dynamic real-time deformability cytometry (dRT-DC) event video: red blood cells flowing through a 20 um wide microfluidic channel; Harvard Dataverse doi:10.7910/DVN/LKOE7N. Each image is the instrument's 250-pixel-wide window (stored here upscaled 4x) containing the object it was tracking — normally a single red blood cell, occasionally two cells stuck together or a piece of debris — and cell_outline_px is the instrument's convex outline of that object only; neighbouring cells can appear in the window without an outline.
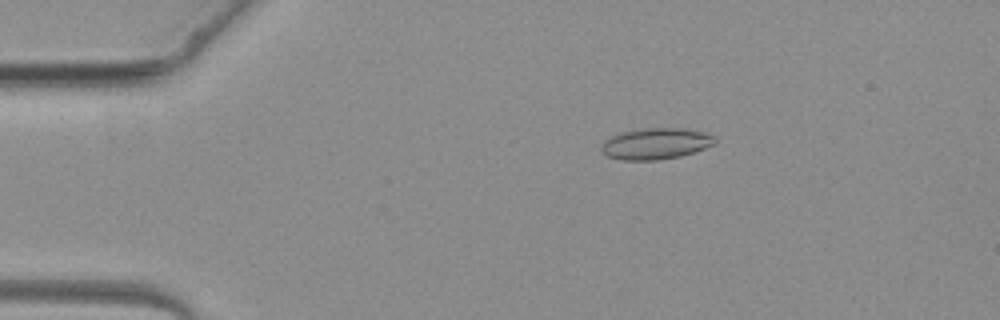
{"species": "common noctule bat (a hibernating species)", "species_latin": "Nyctalus noctula", "temperature_condition": "warm", "stored_images_in_passage": 4, "camera_frame_rate_fps": 3000, "um_per_image_px": 0.085, "animal": {"sex": "female", "body_mass_g": 19.3, "forearm_length_mm": 54.1}, "frame": {"image": 1, "passage_image": 3, "time_ms": 2.333, "image_size_px": [1000, 320], "cell_outline_px": [[716, 144], [680, 156], [656, 160], [620, 160], [608, 156], [600, 148], [604, 140], [616, 132], [640, 128], [684, 128], [704, 132], [716, 136]], "centroid_in_image_um": [55.72, 12.19], "position_along_channel_um": 29.3, "area_um2": 20.92}}